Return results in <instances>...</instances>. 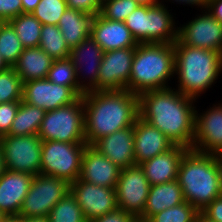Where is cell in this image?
<instances>
[{
	"instance_id": "45",
	"label": "cell",
	"mask_w": 222,
	"mask_h": 222,
	"mask_svg": "<svg viewBox=\"0 0 222 222\" xmlns=\"http://www.w3.org/2000/svg\"><path fill=\"white\" fill-rule=\"evenodd\" d=\"M170 1V0H169ZM174 1V0H173ZM178 3H185V4H189V5H198L197 7H200L201 9H203L205 11L206 6L208 5L209 0H175Z\"/></svg>"
},
{
	"instance_id": "7",
	"label": "cell",
	"mask_w": 222,
	"mask_h": 222,
	"mask_svg": "<svg viewBox=\"0 0 222 222\" xmlns=\"http://www.w3.org/2000/svg\"><path fill=\"white\" fill-rule=\"evenodd\" d=\"M87 143L43 141L40 173L73 183L79 178Z\"/></svg>"
},
{
	"instance_id": "17",
	"label": "cell",
	"mask_w": 222,
	"mask_h": 222,
	"mask_svg": "<svg viewBox=\"0 0 222 222\" xmlns=\"http://www.w3.org/2000/svg\"><path fill=\"white\" fill-rule=\"evenodd\" d=\"M121 168L96 150L87 145L84 150L78 179L97 186L115 188Z\"/></svg>"
},
{
	"instance_id": "9",
	"label": "cell",
	"mask_w": 222,
	"mask_h": 222,
	"mask_svg": "<svg viewBox=\"0 0 222 222\" xmlns=\"http://www.w3.org/2000/svg\"><path fill=\"white\" fill-rule=\"evenodd\" d=\"M42 140L38 135L0 137V149L7 170L40 174Z\"/></svg>"
},
{
	"instance_id": "43",
	"label": "cell",
	"mask_w": 222,
	"mask_h": 222,
	"mask_svg": "<svg viewBox=\"0 0 222 222\" xmlns=\"http://www.w3.org/2000/svg\"><path fill=\"white\" fill-rule=\"evenodd\" d=\"M205 10L222 24V0H209Z\"/></svg>"
},
{
	"instance_id": "35",
	"label": "cell",
	"mask_w": 222,
	"mask_h": 222,
	"mask_svg": "<svg viewBox=\"0 0 222 222\" xmlns=\"http://www.w3.org/2000/svg\"><path fill=\"white\" fill-rule=\"evenodd\" d=\"M67 8L66 0H40L32 14L42 25H58Z\"/></svg>"
},
{
	"instance_id": "53",
	"label": "cell",
	"mask_w": 222,
	"mask_h": 222,
	"mask_svg": "<svg viewBox=\"0 0 222 222\" xmlns=\"http://www.w3.org/2000/svg\"><path fill=\"white\" fill-rule=\"evenodd\" d=\"M218 159H219V162L221 163L222 165V150L219 152V154L217 155Z\"/></svg>"
},
{
	"instance_id": "39",
	"label": "cell",
	"mask_w": 222,
	"mask_h": 222,
	"mask_svg": "<svg viewBox=\"0 0 222 222\" xmlns=\"http://www.w3.org/2000/svg\"><path fill=\"white\" fill-rule=\"evenodd\" d=\"M23 13L21 0H0V20L9 22Z\"/></svg>"
},
{
	"instance_id": "26",
	"label": "cell",
	"mask_w": 222,
	"mask_h": 222,
	"mask_svg": "<svg viewBox=\"0 0 222 222\" xmlns=\"http://www.w3.org/2000/svg\"><path fill=\"white\" fill-rule=\"evenodd\" d=\"M94 15L67 8L60 17L58 27L69 48H73L91 36Z\"/></svg>"
},
{
	"instance_id": "24",
	"label": "cell",
	"mask_w": 222,
	"mask_h": 222,
	"mask_svg": "<svg viewBox=\"0 0 222 222\" xmlns=\"http://www.w3.org/2000/svg\"><path fill=\"white\" fill-rule=\"evenodd\" d=\"M183 202H185V199L177 180L151 185L144 213L138 220L147 222L153 215Z\"/></svg>"
},
{
	"instance_id": "42",
	"label": "cell",
	"mask_w": 222,
	"mask_h": 222,
	"mask_svg": "<svg viewBox=\"0 0 222 222\" xmlns=\"http://www.w3.org/2000/svg\"><path fill=\"white\" fill-rule=\"evenodd\" d=\"M200 212L212 221L222 222V195L215 198Z\"/></svg>"
},
{
	"instance_id": "31",
	"label": "cell",
	"mask_w": 222,
	"mask_h": 222,
	"mask_svg": "<svg viewBox=\"0 0 222 222\" xmlns=\"http://www.w3.org/2000/svg\"><path fill=\"white\" fill-rule=\"evenodd\" d=\"M50 222H87L76 198L69 192L49 212Z\"/></svg>"
},
{
	"instance_id": "6",
	"label": "cell",
	"mask_w": 222,
	"mask_h": 222,
	"mask_svg": "<svg viewBox=\"0 0 222 222\" xmlns=\"http://www.w3.org/2000/svg\"><path fill=\"white\" fill-rule=\"evenodd\" d=\"M84 104L80 96L72 104L46 111L38 136L42 141L86 143Z\"/></svg>"
},
{
	"instance_id": "23",
	"label": "cell",
	"mask_w": 222,
	"mask_h": 222,
	"mask_svg": "<svg viewBox=\"0 0 222 222\" xmlns=\"http://www.w3.org/2000/svg\"><path fill=\"white\" fill-rule=\"evenodd\" d=\"M162 1L146 5V43H174L177 40L175 20Z\"/></svg>"
},
{
	"instance_id": "27",
	"label": "cell",
	"mask_w": 222,
	"mask_h": 222,
	"mask_svg": "<svg viewBox=\"0 0 222 222\" xmlns=\"http://www.w3.org/2000/svg\"><path fill=\"white\" fill-rule=\"evenodd\" d=\"M45 112L44 109L21 100L8 135H38Z\"/></svg>"
},
{
	"instance_id": "12",
	"label": "cell",
	"mask_w": 222,
	"mask_h": 222,
	"mask_svg": "<svg viewBox=\"0 0 222 222\" xmlns=\"http://www.w3.org/2000/svg\"><path fill=\"white\" fill-rule=\"evenodd\" d=\"M70 192L76 198L87 222L116 210L115 188H107L77 179L70 184Z\"/></svg>"
},
{
	"instance_id": "29",
	"label": "cell",
	"mask_w": 222,
	"mask_h": 222,
	"mask_svg": "<svg viewBox=\"0 0 222 222\" xmlns=\"http://www.w3.org/2000/svg\"><path fill=\"white\" fill-rule=\"evenodd\" d=\"M53 59H65L70 48L57 25H42L39 46Z\"/></svg>"
},
{
	"instance_id": "28",
	"label": "cell",
	"mask_w": 222,
	"mask_h": 222,
	"mask_svg": "<svg viewBox=\"0 0 222 222\" xmlns=\"http://www.w3.org/2000/svg\"><path fill=\"white\" fill-rule=\"evenodd\" d=\"M24 48H35L40 43L41 22L32 13H22L9 21Z\"/></svg>"
},
{
	"instance_id": "11",
	"label": "cell",
	"mask_w": 222,
	"mask_h": 222,
	"mask_svg": "<svg viewBox=\"0 0 222 222\" xmlns=\"http://www.w3.org/2000/svg\"><path fill=\"white\" fill-rule=\"evenodd\" d=\"M135 47L104 52L96 86L91 91L128 90Z\"/></svg>"
},
{
	"instance_id": "13",
	"label": "cell",
	"mask_w": 222,
	"mask_h": 222,
	"mask_svg": "<svg viewBox=\"0 0 222 222\" xmlns=\"http://www.w3.org/2000/svg\"><path fill=\"white\" fill-rule=\"evenodd\" d=\"M185 24L177 27V40L181 44L222 53V24L209 12Z\"/></svg>"
},
{
	"instance_id": "52",
	"label": "cell",
	"mask_w": 222,
	"mask_h": 222,
	"mask_svg": "<svg viewBox=\"0 0 222 222\" xmlns=\"http://www.w3.org/2000/svg\"><path fill=\"white\" fill-rule=\"evenodd\" d=\"M8 216L0 209V222H3Z\"/></svg>"
},
{
	"instance_id": "49",
	"label": "cell",
	"mask_w": 222,
	"mask_h": 222,
	"mask_svg": "<svg viewBox=\"0 0 222 222\" xmlns=\"http://www.w3.org/2000/svg\"><path fill=\"white\" fill-rule=\"evenodd\" d=\"M195 222H215L205 217L201 212L198 213Z\"/></svg>"
},
{
	"instance_id": "41",
	"label": "cell",
	"mask_w": 222,
	"mask_h": 222,
	"mask_svg": "<svg viewBox=\"0 0 222 222\" xmlns=\"http://www.w3.org/2000/svg\"><path fill=\"white\" fill-rule=\"evenodd\" d=\"M135 220L136 218L132 214L117 208L116 210L108 212L91 222H134Z\"/></svg>"
},
{
	"instance_id": "3",
	"label": "cell",
	"mask_w": 222,
	"mask_h": 222,
	"mask_svg": "<svg viewBox=\"0 0 222 222\" xmlns=\"http://www.w3.org/2000/svg\"><path fill=\"white\" fill-rule=\"evenodd\" d=\"M177 181L185 201L200 212L222 195V165L217 155L188 149L181 158Z\"/></svg>"
},
{
	"instance_id": "34",
	"label": "cell",
	"mask_w": 222,
	"mask_h": 222,
	"mask_svg": "<svg viewBox=\"0 0 222 222\" xmlns=\"http://www.w3.org/2000/svg\"><path fill=\"white\" fill-rule=\"evenodd\" d=\"M199 211L187 201L153 215L147 222H195Z\"/></svg>"
},
{
	"instance_id": "16",
	"label": "cell",
	"mask_w": 222,
	"mask_h": 222,
	"mask_svg": "<svg viewBox=\"0 0 222 222\" xmlns=\"http://www.w3.org/2000/svg\"><path fill=\"white\" fill-rule=\"evenodd\" d=\"M103 54L104 51L91 36L84 39L77 46L71 48L69 58L72 60L73 66L75 68L79 97L86 92H90L96 86ZM89 60L91 62H88ZM89 63L90 66L88 65ZM83 64L86 67H84ZM87 66L90 68H87ZM85 68L87 70L90 69V72L88 71V74L85 73V75L87 74L85 77L89 78L88 82L81 79L82 73L80 72H85ZM79 80H82L81 83Z\"/></svg>"
},
{
	"instance_id": "40",
	"label": "cell",
	"mask_w": 222,
	"mask_h": 222,
	"mask_svg": "<svg viewBox=\"0 0 222 222\" xmlns=\"http://www.w3.org/2000/svg\"><path fill=\"white\" fill-rule=\"evenodd\" d=\"M103 0H66L67 7L84 13L97 15L101 11Z\"/></svg>"
},
{
	"instance_id": "5",
	"label": "cell",
	"mask_w": 222,
	"mask_h": 222,
	"mask_svg": "<svg viewBox=\"0 0 222 222\" xmlns=\"http://www.w3.org/2000/svg\"><path fill=\"white\" fill-rule=\"evenodd\" d=\"M173 74V43H139L132 60L128 91L139 96L146 91L170 88L168 81Z\"/></svg>"
},
{
	"instance_id": "32",
	"label": "cell",
	"mask_w": 222,
	"mask_h": 222,
	"mask_svg": "<svg viewBox=\"0 0 222 222\" xmlns=\"http://www.w3.org/2000/svg\"><path fill=\"white\" fill-rule=\"evenodd\" d=\"M46 79L57 85L68 86L78 95V82L76 80L75 68L69 57L65 59H54Z\"/></svg>"
},
{
	"instance_id": "22",
	"label": "cell",
	"mask_w": 222,
	"mask_h": 222,
	"mask_svg": "<svg viewBox=\"0 0 222 222\" xmlns=\"http://www.w3.org/2000/svg\"><path fill=\"white\" fill-rule=\"evenodd\" d=\"M187 150L182 145H174L167 152L139 164L148 182L156 185L177 180L179 164Z\"/></svg>"
},
{
	"instance_id": "15",
	"label": "cell",
	"mask_w": 222,
	"mask_h": 222,
	"mask_svg": "<svg viewBox=\"0 0 222 222\" xmlns=\"http://www.w3.org/2000/svg\"><path fill=\"white\" fill-rule=\"evenodd\" d=\"M205 113L195 111V135L192 149L204 154L218 155L222 150V104Z\"/></svg>"
},
{
	"instance_id": "18",
	"label": "cell",
	"mask_w": 222,
	"mask_h": 222,
	"mask_svg": "<svg viewBox=\"0 0 222 222\" xmlns=\"http://www.w3.org/2000/svg\"><path fill=\"white\" fill-rule=\"evenodd\" d=\"M175 144L159 129L138 117L134 123V153L136 165L167 152Z\"/></svg>"
},
{
	"instance_id": "30",
	"label": "cell",
	"mask_w": 222,
	"mask_h": 222,
	"mask_svg": "<svg viewBox=\"0 0 222 222\" xmlns=\"http://www.w3.org/2000/svg\"><path fill=\"white\" fill-rule=\"evenodd\" d=\"M24 51L15 29L9 22L0 25V54L6 63L12 67Z\"/></svg>"
},
{
	"instance_id": "51",
	"label": "cell",
	"mask_w": 222,
	"mask_h": 222,
	"mask_svg": "<svg viewBox=\"0 0 222 222\" xmlns=\"http://www.w3.org/2000/svg\"><path fill=\"white\" fill-rule=\"evenodd\" d=\"M9 67L10 66L6 63V61L1 57V54H0V72L5 71Z\"/></svg>"
},
{
	"instance_id": "20",
	"label": "cell",
	"mask_w": 222,
	"mask_h": 222,
	"mask_svg": "<svg viewBox=\"0 0 222 222\" xmlns=\"http://www.w3.org/2000/svg\"><path fill=\"white\" fill-rule=\"evenodd\" d=\"M92 146L121 169L136 165L134 126L104 136Z\"/></svg>"
},
{
	"instance_id": "33",
	"label": "cell",
	"mask_w": 222,
	"mask_h": 222,
	"mask_svg": "<svg viewBox=\"0 0 222 222\" xmlns=\"http://www.w3.org/2000/svg\"><path fill=\"white\" fill-rule=\"evenodd\" d=\"M23 99V81L15 72L13 67H9L0 72V104L21 101Z\"/></svg>"
},
{
	"instance_id": "48",
	"label": "cell",
	"mask_w": 222,
	"mask_h": 222,
	"mask_svg": "<svg viewBox=\"0 0 222 222\" xmlns=\"http://www.w3.org/2000/svg\"><path fill=\"white\" fill-rule=\"evenodd\" d=\"M7 170L5 160L2 157V152L0 149V177L3 175V173Z\"/></svg>"
},
{
	"instance_id": "37",
	"label": "cell",
	"mask_w": 222,
	"mask_h": 222,
	"mask_svg": "<svg viewBox=\"0 0 222 222\" xmlns=\"http://www.w3.org/2000/svg\"><path fill=\"white\" fill-rule=\"evenodd\" d=\"M124 22L138 44L146 43V5H138Z\"/></svg>"
},
{
	"instance_id": "47",
	"label": "cell",
	"mask_w": 222,
	"mask_h": 222,
	"mask_svg": "<svg viewBox=\"0 0 222 222\" xmlns=\"http://www.w3.org/2000/svg\"><path fill=\"white\" fill-rule=\"evenodd\" d=\"M139 5L152 6L160 2V0H134Z\"/></svg>"
},
{
	"instance_id": "54",
	"label": "cell",
	"mask_w": 222,
	"mask_h": 222,
	"mask_svg": "<svg viewBox=\"0 0 222 222\" xmlns=\"http://www.w3.org/2000/svg\"><path fill=\"white\" fill-rule=\"evenodd\" d=\"M134 222H145V221H141V220L136 219Z\"/></svg>"
},
{
	"instance_id": "8",
	"label": "cell",
	"mask_w": 222,
	"mask_h": 222,
	"mask_svg": "<svg viewBox=\"0 0 222 222\" xmlns=\"http://www.w3.org/2000/svg\"><path fill=\"white\" fill-rule=\"evenodd\" d=\"M70 192V183L56 176H34L29 192L24 198L18 217H44Z\"/></svg>"
},
{
	"instance_id": "21",
	"label": "cell",
	"mask_w": 222,
	"mask_h": 222,
	"mask_svg": "<svg viewBox=\"0 0 222 222\" xmlns=\"http://www.w3.org/2000/svg\"><path fill=\"white\" fill-rule=\"evenodd\" d=\"M34 176L6 170L0 177V209L8 216H18Z\"/></svg>"
},
{
	"instance_id": "2",
	"label": "cell",
	"mask_w": 222,
	"mask_h": 222,
	"mask_svg": "<svg viewBox=\"0 0 222 222\" xmlns=\"http://www.w3.org/2000/svg\"><path fill=\"white\" fill-rule=\"evenodd\" d=\"M87 145L116 131L134 126L139 96L128 90L90 91L82 95Z\"/></svg>"
},
{
	"instance_id": "46",
	"label": "cell",
	"mask_w": 222,
	"mask_h": 222,
	"mask_svg": "<svg viewBox=\"0 0 222 222\" xmlns=\"http://www.w3.org/2000/svg\"><path fill=\"white\" fill-rule=\"evenodd\" d=\"M25 222H50L48 216L23 218Z\"/></svg>"
},
{
	"instance_id": "4",
	"label": "cell",
	"mask_w": 222,
	"mask_h": 222,
	"mask_svg": "<svg viewBox=\"0 0 222 222\" xmlns=\"http://www.w3.org/2000/svg\"><path fill=\"white\" fill-rule=\"evenodd\" d=\"M175 74L178 77V91L198 99L215 83L222 71V53L215 50L190 47L174 43ZM198 96V97H197Z\"/></svg>"
},
{
	"instance_id": "36",
	"label": "cell",
	"mask_w": 222,
	"mask_h": 222,
	"mask_svg": "<svg viewBox=\"0 0 222 222\" xmlns=\"http://www.w3.org/2000/svg\"><path fill=\"white\" fill-rule=\"evenodd\" d=\"M134 0H103L100 14L112 21H125L136 9Z\"/></svg>"
},
{
	"instance_id": "14",
	"label": "cell",
	"mask_w": 222,
	"mask_h": 222,
	"mask_svg": "<svg viewBox=\"0 0 222 222\" xmlns=\"http://www.w3.org/2000/svg\"><path fill=\"white\" fill-rule=\"evenodd\" d=\"M79 96L68 86L44 79L23 83V101L51 111L75 102Z\"/></svg>"
},
{
	"instance_id": "44",
	"label": "cell",
	"mask_w": 222,
	"mask_h": 222,
	"mask_svg": "<svg viewBox=\"0 0 222 222\" xmlns=\"http://www.w3.org/2000/svg\"><path fill=\"white\" fill-rule=\"evenodd\" d=\"M23 13H32L40 0H21Z\"/></svg>"
},
{
	"instance_id": "38",
	"label": "cell",
	"mask_w": 222,
	"mask_h": 222,
	"mask_svg": "<svg viewBox=\"0 0 222 222\" xmlns=\"http://www.w3.org/2000/svg\"><path fill=\"white\" fill-rule=\"evenodd\" d=\"M19 105L20 101H11L0 104V137L8 135L19 109Z\"/></svg>"
},
{
	"instance_id": "1",
	"label": "cell",
	"mask_w": 222,
	"mask_h": 222,
	"mask_svg": "<svg viewBox=\"0 0 222 222\" xmlns=\"http://www.w3.org/2000/svg\"><path fill=\"white\" fill-rule=\"evenodd\" d=\"M195 100L172 87L146 91L139 95V117L159 129L175 145L192 149Z\"/></svg>"
},
{
	"instance_id": "50",
	"label": "cell",
	"mask_w": 222,
	"mask_h": 222,
	"mask_svg": "<svg viewBox=\"0 0 222 222\" xmlns=\"http://www.w3.org/2000/svg\"><path fill=\"white\" fill-rule=\"evenodd\" d=\"M3 222H25V220L18 216L7 217Z\"/></svg>"
},
{
	"instance_id": "25",
	"label": "cell",
	"mask_w": 222,
	"mask_h": 222,
	"mask_svg": "<svg viewBox=\"0 0 222 222\" xmlns=\"http://www.w3.org/2000/svg\"><path fill=\"white\" fill-rule=\"evenodd\" d=\"M54 59L40 47L24 48L17 62L12 66L23 83L44 79Z\"/></svg>"
},
{
	"instance_id": "19",
	"label": "cell",
	"mask_w": 222,
	"mask_h": 222,
	"mask_svg": "<svg viewBox=\"0 0 222 222\" xmlns=\"http://www.w3.org/2000/svg\"><path fill=\"white\" fill-rule=\"evenodd\" d=\"M91 37L104 52L138 45L125 22L109 20L100 13L93 19Z\"/></svg>"
},
{
	"instance_id": "10",
	"label": "cell",
	"mask_w": 222,
	"mask_h": 222,
	"mask_svg": "<svg viewBox=\"0 0 222 222\" xmlns=\"http://www.w3.org/2000/svg\"><path fill=\"white\" fill-rule=\"evenodd\" d=\"M150 186L140 165L121 169L115 187L118 208L138 219L144 213Z\"/></svg>"
}]
</instances>
